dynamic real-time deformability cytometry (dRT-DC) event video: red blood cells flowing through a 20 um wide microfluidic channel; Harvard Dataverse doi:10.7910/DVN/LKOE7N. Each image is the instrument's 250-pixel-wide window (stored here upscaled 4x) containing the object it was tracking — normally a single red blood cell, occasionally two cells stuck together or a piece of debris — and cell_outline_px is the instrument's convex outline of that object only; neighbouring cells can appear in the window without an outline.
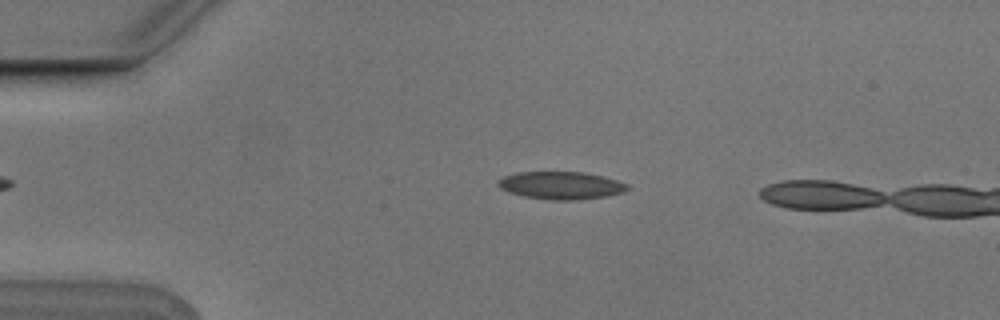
{"species": "Egyptian fruit bat (a non-hibernating species)", "species_latin": "Rousettus aegyptiacus", "temperature_condition": "cold", "stored_images_in_passage": 5, "camera_frame_rate_fps": 3000, "um_per_image_px": 0.085, "animal": {"sex": "male"}, "frame": {"image": 1, "passage_image": 4, "time_ms": 1.0, "image_size_px": [1000, 320], "cell_outline_px": [[628, 188], [620, 192], [604, 196], [576, 200], [552, 200], [524, 196], [508, 192], [500, 188], [496, 184], [504, 176], [516, 172], [584, 172], [616, 180], [628, 184]], "centroid_in_image_um": [47.63, 15.75], "position_along_channel_um": 37.4, "area_um2": 20.52}}